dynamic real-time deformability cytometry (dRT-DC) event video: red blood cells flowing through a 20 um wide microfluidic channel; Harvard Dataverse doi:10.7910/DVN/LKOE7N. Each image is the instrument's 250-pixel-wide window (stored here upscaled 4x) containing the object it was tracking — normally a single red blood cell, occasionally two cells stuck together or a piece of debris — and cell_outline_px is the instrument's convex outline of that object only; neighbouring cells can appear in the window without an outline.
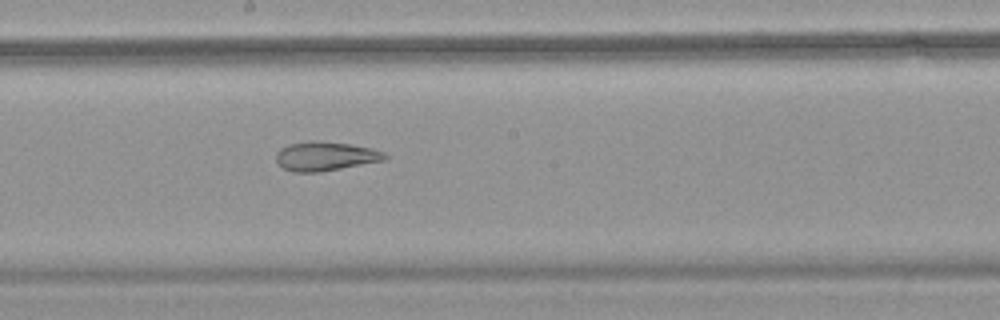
{"species": "common noctule bat (a hibernating species)", "species_latin": "Nyctalus noctula", "temperature_condition": "warm", "stored_images_in_passage": 56, "camera_frame_rate_fps": 3000, "um_per_image_px": 0.085, "animal": {"sex": "female", "body_mass_g": 18.4}, "frame": {"image": 1, "passage_image": 32, "time_ms": 10.333, "image_size_px": [1000, 320], "cell_outline_px": [[388, 160], [320, 172], [292, 172], [284, 168], [276, 160], [276, 152], [280, 148], [288, 144], [312, 140], [320, 140], [352, 144], [372, 148], [384, 152], [388, 156]], "centroid_in_image_um": [27.69, 13.27], "position_along_channel_um": 220.5, "area_um2": 18.79}, "authors_computed_cell_mechanics": {"area_um2": 25.6054, "velocity_mm_per_s": 3.6743, "shape_relaxation_time_tau1_ms": null, "shape_relaxation_time_tau2_ms": 3.5334, "deformation_change_tau1": null, "deformation_change_tau2": 0.1206}}